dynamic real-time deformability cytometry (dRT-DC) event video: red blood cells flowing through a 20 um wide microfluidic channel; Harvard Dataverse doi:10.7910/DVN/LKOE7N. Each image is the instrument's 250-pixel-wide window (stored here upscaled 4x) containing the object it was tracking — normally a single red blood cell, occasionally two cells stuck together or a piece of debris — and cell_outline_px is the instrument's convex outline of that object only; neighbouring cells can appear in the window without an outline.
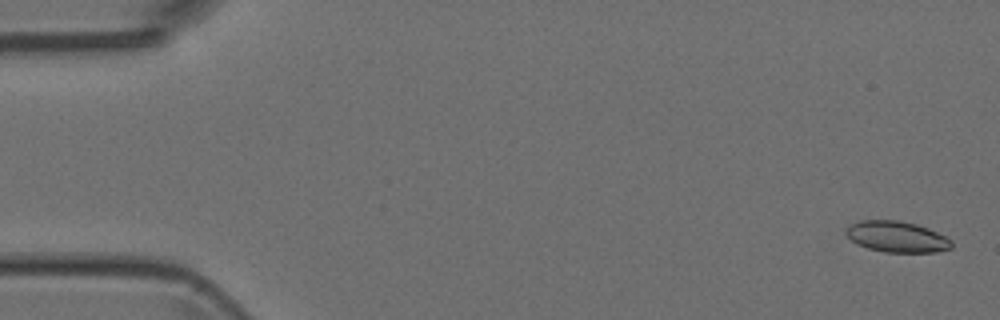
{"species": "Egyptian fruit bat (a non-hibernating species)", "species_latin": "Rousettus aegyptiacus", "temperature_condition": "room temperature", "stored_images_in_passage": 4, "camera_frame_rate_fps": 3000, "um_per_image_px": 0.085, "animal": {"sex": "female"}, "frame": {"image": 1, "passage_image": 1, "time_ms": 0.0, "image_size_px": [1000, 320], "cell_outline_px": [[952, 248], [936, 252], [884, 252], [868, 248], [856, 244], [844, 232], [852, 224], [860, 220], [900, 220], [916, 224], [928, 228], [952, 240]], "centroid_in_image_um": [76.24, 20.12], "position_along_channel_um": 8.8, "area_um2": 19.02}}
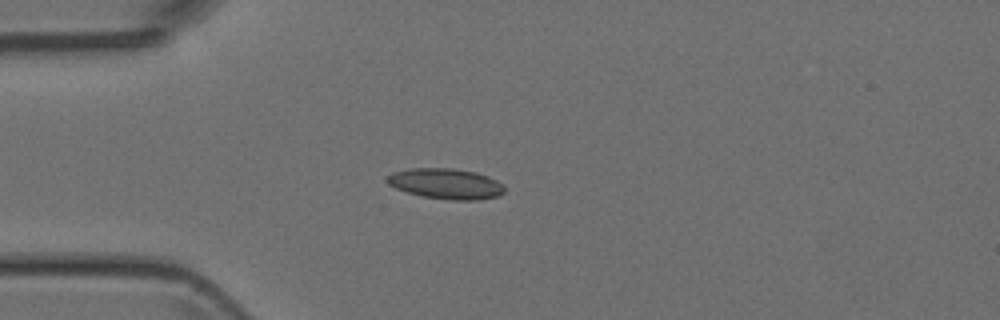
{"frame": {"image": 2, "passage_image": 4, "time_ms": 4.0, "image_size_px": [1000, 320], "cell_outline_px": [[504, 192], [500, 196], [480, 200], [452, 200], [424, 196], [408, 192], [396, 188], [388, 184], [384, 180], [392, 172], [412, 168], [452, 168], [476, 172], [488, 176], [504, 184]], "centroid_in_image_um": [37.93, 15.61], "position_along_channel_um": 47.1, "area_um2": 20.98}}